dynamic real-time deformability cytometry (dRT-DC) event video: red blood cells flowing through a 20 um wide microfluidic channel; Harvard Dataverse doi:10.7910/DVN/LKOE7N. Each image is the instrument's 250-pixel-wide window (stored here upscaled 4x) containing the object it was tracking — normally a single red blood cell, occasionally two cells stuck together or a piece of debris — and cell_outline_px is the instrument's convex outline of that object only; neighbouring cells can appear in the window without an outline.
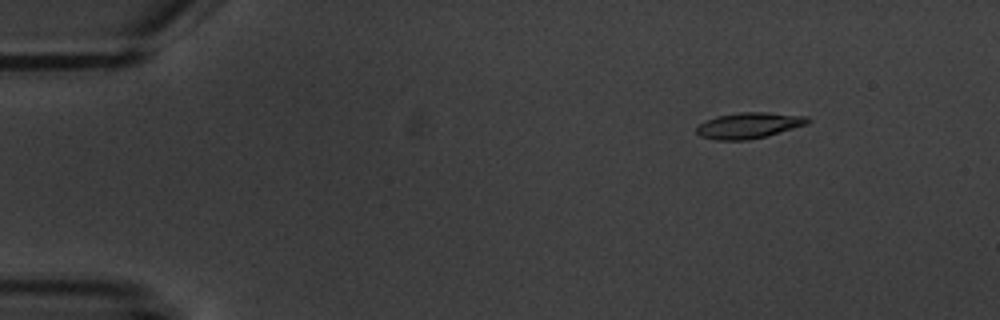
{"species": "common noctule bat (a hibernating species)", "species_latin": "Nyctalus noctula", "temperature_condition": "warm", "stored_images_in_passage": 4, "camera_frame_rate_fps": 3000, "um_per_image_px": 0.085, "animal": {"sex": "male", "body_mass_g": 20.1, "forearm_length_mm": 53.5}, "frame": {"image": 1, "passage_image": 2, "time_ms": 1.667, "image_size_px": [1000, 320], "cell_outline_px": [[812, 120], [808, 124], [768, 136], [748, 140], [716, 140], [700, 136], [696, 132], [696, 124], [716, 116], [740, 112], [764, 112], [808, 116]], "centroid_in_image_um": [63.66, 10.66], "position_along_channel_um": 21.3, "area_um2": 17.05}}